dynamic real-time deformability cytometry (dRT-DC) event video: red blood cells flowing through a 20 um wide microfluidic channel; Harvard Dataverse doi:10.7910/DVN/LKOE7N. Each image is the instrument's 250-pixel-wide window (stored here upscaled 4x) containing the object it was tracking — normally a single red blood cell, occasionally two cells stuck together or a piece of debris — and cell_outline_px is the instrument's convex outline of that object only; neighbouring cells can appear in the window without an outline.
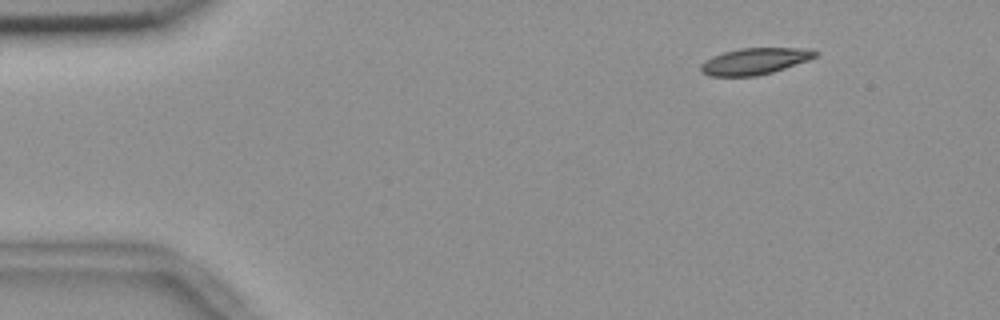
{"species": "common noctule bat (a hibernating species)", "species_latin": "Nyctalus noctula", "temperature_condition": "room temperature", "stored_images_in_passage": 10, "camera_frame_rate_fps": 3000, "um_per_image_px": 0.085, "animal": {"sex": "female", "body_mass_g": 18.4}, "frame": {"image": 1, "passage_image": 1, "time_ms": 0.0, "image_size_px": [1000, 320], "cell_outline_px": [[820, 52], [816, 56], [808, 60], [772, 72], [756, 76], [708, 76], [700, 72], [700, 64], [712, 56], [724, 52], [740, 48], [812, 48]], "centroid_in_image_um": [64.15, 5.2], "position_along_channel_um": 20.9, "area_um2": 17.74}}